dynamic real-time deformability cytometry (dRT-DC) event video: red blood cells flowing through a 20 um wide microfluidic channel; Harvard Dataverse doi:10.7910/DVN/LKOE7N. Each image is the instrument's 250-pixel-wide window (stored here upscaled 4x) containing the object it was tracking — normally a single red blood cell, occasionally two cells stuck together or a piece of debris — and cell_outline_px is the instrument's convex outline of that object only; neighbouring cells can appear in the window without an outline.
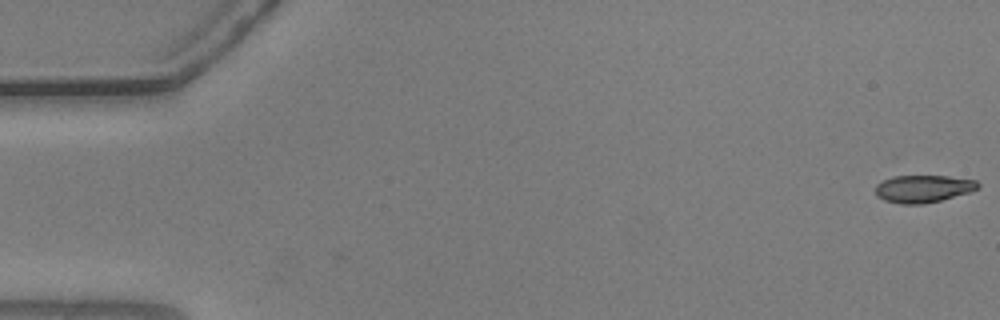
{"species": "common noctule bat (a hibernating species)", "species_latin": "Nyctalus noctula", "temperature_condition": "warm", "stored_images_in_passage": 2, "camera_frame_rate_fps": 3000, "um_per_image_px": 0.085, "animal": {"sex": "male", "body_mass_g": 20.5, "forearm_length_mm": 52.5}, "frame": {"image": 1, "passage_image": 2, "time_ms": 0.333, "image_size_px": [1000, 320], "cell_outline_px": [[980, 188], [972, 192], [924, 204], [900, 204], [884, 200], [876, 196], [876, 184], [892, 176], [948, 176], [976, 180], [980, 184]], "centroid_in_image_um": [78.5, 16.04], "position_along_channel_um": 6.5, "area_um2": 16.53}}